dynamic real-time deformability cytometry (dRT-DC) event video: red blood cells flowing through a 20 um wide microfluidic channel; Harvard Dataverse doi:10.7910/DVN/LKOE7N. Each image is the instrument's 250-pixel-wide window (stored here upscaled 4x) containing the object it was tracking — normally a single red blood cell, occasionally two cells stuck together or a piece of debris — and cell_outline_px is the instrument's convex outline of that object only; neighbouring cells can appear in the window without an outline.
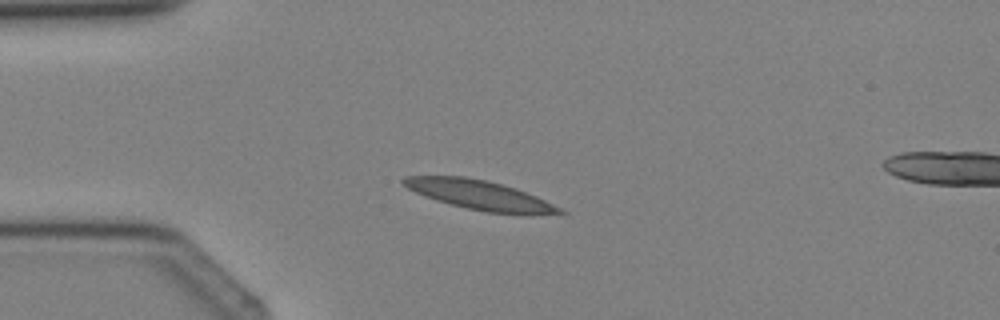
{"species": "Egyptian fruit bat (a non-hibernating species)", "species_latin": "Rousettus aegyptiacus", "temperature_condition": "cold", "stored_images_in_passage": 3, "camera_frame_rate_fps": 3000, "um_per_image_px": 0.085, "animal": {"sex": "female"}, "frame": {"image": 1, "passage_image": 2, "time_ms": 1.333, "image_size_px": [1000, 320], "cell_outline_px": [[568, 212], [488, 212], [468, 208], [436, 200], [424, 196], [408, 188], [400, 180], [404, 176], [464, 176], [484, 180], [516, 188], [536, 196]], "centroid_in_image_um": [40.62, 16.52], "position_along_channel_um": 44.4, "area_um2": 25.43}}